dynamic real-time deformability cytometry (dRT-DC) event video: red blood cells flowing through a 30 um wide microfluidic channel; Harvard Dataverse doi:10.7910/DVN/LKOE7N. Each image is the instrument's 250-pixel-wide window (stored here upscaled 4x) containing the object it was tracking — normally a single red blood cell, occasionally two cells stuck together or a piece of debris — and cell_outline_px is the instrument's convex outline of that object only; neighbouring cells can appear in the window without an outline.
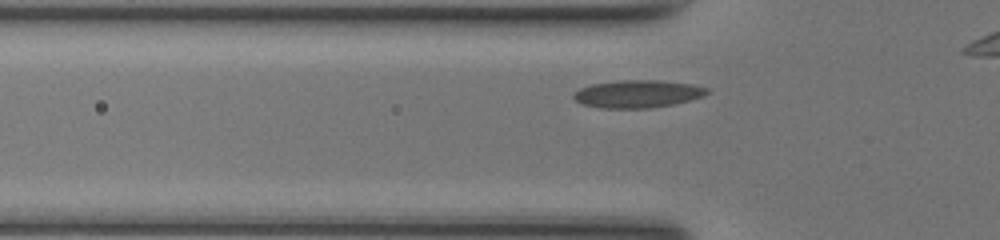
{"species": "common noctule bat (a hibernating species)", "species_latin": "Nyctalus noctula", "temperature_condition": "room temperature", "stored_images_in_passage": 29, "camera_frame_rate_fps": 3000, "um_per_image_px": 0.085, "animal": {"sex": "female", "body_mass_g": 17.0, "forearm_length_mm": 48.0}, "frame": {"image": 1, "passage_image": 5, "time_ms": 1.333, "image_size_px": [1000, 240], "cell_outline_px": [[708, 92], [704, 96], [672, 104], [648, 108], [604, 108], [584, 104], [576, 100], [572, 96], [580, 88], [592, 84], [620, 80], [656, 80], [692, 84], [708, 88]], "centroid_in_image_um": [54.2, 7.97], "position_along_channel_um": 71.6, "area_um2": 21.15}}
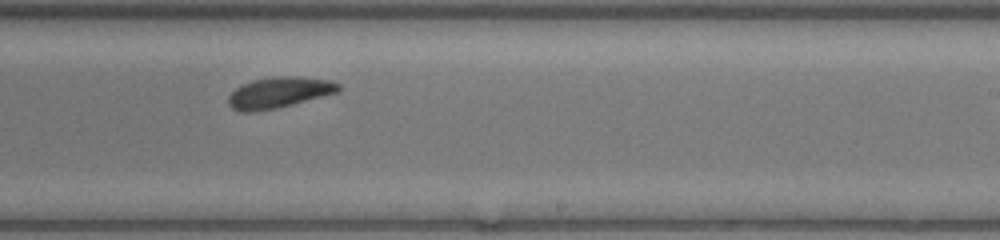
{"frame": {"image": 2, "passage_image": 19, "time_ms": 6.0, "image_size_px": [1000, 240], "cell_outline_px": [[340, 92], [276, 108], [248, 112], [244, 112], [232, 108], [228, 104], [228, 96], [236, 88], [252, 80], [276, 76], [296, 76], [328, 80], [340, 84]], "centroid_in_image_um": [23.73, 7.86], "position_along_channel_um": 265.3, "area_um2": 19.65}}
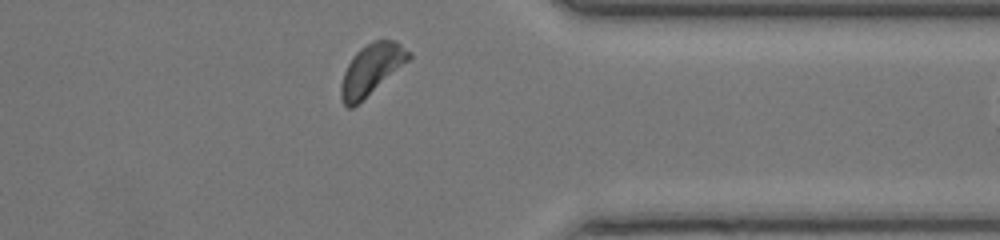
{"frame": {"image": 3, "passage_image": 28, "time_ms": 9.0, "image_size_px": [1000, 240], "cell_outline_px": [[412, 56], [408, 60], [352, 108], [348, 108], [344, 104], [340, 96], [340, 84], [344, 72], [352, 56], [360, 48], [372, 40], [396, 40], [412, 52]], "centroid_in_image_um": [31.55, 5.86], "position_along_channel_um": 379.8, "area_um2": 19.71}}